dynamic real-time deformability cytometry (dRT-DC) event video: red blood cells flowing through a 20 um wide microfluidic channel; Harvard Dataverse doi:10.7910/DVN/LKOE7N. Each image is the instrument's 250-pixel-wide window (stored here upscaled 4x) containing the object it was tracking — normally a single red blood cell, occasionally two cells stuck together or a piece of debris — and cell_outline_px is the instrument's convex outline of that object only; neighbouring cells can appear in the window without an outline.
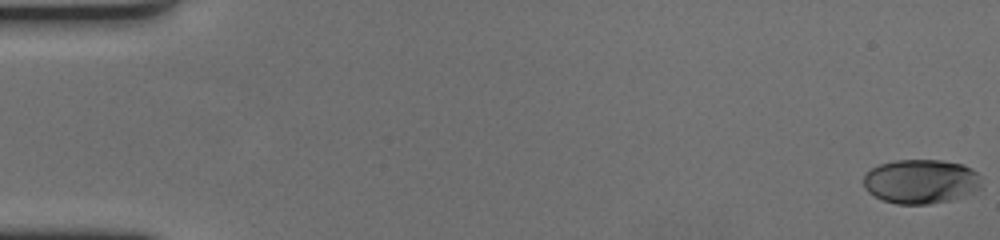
{"species": "human", "species_latin": "Homo sapiens", "temperature_condition": "cold", "stored_images_in_passage": 62, "camera_frame_rate_fps": 3000, "um_per_image_px": 0.085, "donor": {"sex": "female"}, "frame": {"image": 1, "passage_image": 1, "time_ms": 0.0, "image_size_px": [1000, 240], "cell_outline_px": [[980, 188], [972, 192], [952, 200], [928, 204], [896, 204], [884, 200], [868, 192], [864, 188], [864, 176], [872, 168], [880, 164], [896, 160], [944, 160], [964, 164], [972, 168], [980, 176]], "centroid_in_image_um": [78.29, 15.41], "position_along_channel_um": 6.7, "area_um2": 30.46}}
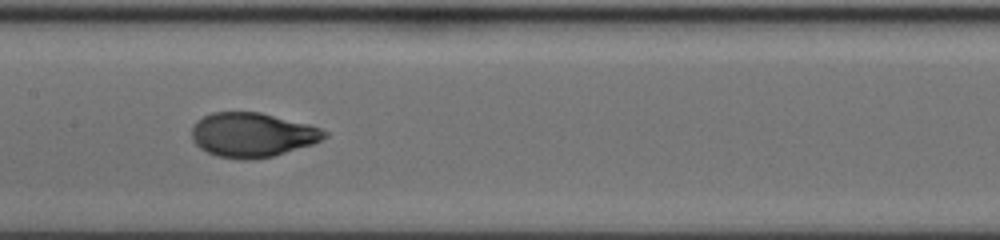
{"frame": {"image": 2, "passage_image": 32, "time_ms": 10.333, "image_size_px": [1000, 240], "cell_outline_px": [[328, 136], [312, 144], [272, 156], [252, 160], [244, 160], [216, 156], [200, 148], [192, 140], [192, 124], [196, 120], [212, 112], [260, 112], [308, 124], [320, 128], [328, 132]], "centroid_in_image_um": [21.42, 11.46], "position_along_channel_um": 186.0, "area_um2": 34.33}}
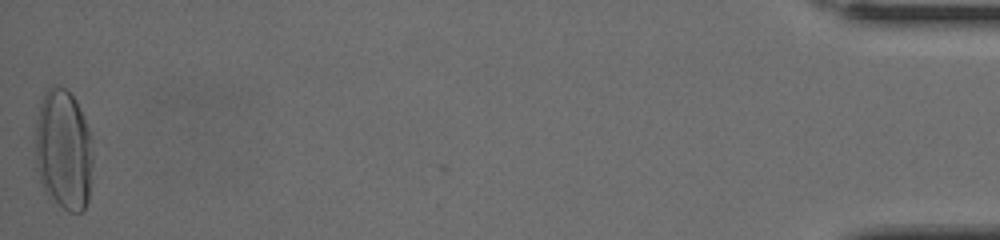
{"frame": {"image": 3, "passage_image": 62, "time_ms": 20.333, "image_size_px": [1000, 240], "cell_outline_px": [[92, 164], [88, 200], [84, 208], [80, 212], [68, 212], [48, 196], [44, 192], [40, 184], [36, 168], [36, 124], [40, 100], [44, 92], [52, 84], [56, 84], [64, 88], [76, 100], [92, 140]], "centroid_in_image_um": [5.38, 12.74], "position_along_channel_um": 429.8, "area_um2": 40.69}, "authors_computed_cell_mechanics": {"area_um2": 33.6974, "velocity_mm_per_s": 3.3968, "shape_relaxation_time_tau1_ms": 4.5441, "shape_relaxation_time_tau2_ms": null, "deformation_change_tau1": 0.2103, "deformation_change_tau2": null}}